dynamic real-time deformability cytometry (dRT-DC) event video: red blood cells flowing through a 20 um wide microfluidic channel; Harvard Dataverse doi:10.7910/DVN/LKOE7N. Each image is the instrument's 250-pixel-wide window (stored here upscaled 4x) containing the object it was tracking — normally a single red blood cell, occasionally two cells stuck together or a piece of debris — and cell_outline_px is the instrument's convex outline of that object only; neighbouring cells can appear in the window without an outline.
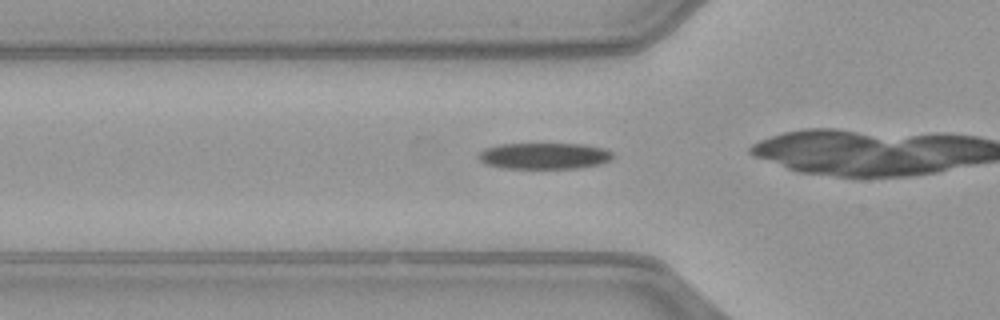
{"species": "common noctule bat (a hibernating species)", "species_latin": "Nyctalus noctula", "temperature_condition": "warm", "stored_images_in_passage": 33, "camera_frame_rate_fps": 3000, "um_per_image_px": 0.085, "animal": {"sex": "female", "body_mass_g": 21.9}, "frame": {"image": 1, "passage_image": 13, "time_ms": 4.0, "image_size_px": [1000, 320], "cell_outline_px": [[612, 156], [608, 160], [600, 164], [580, 168], [500, 168], [484, 164], [476, 156], [484, 148], [500, 144], [584, 144], [604, 148], [612, 152]], "centroid_in_image_um": [46.21, 13.25], "position_along_channel_um": 79.6, "area_um2": 20.63}}
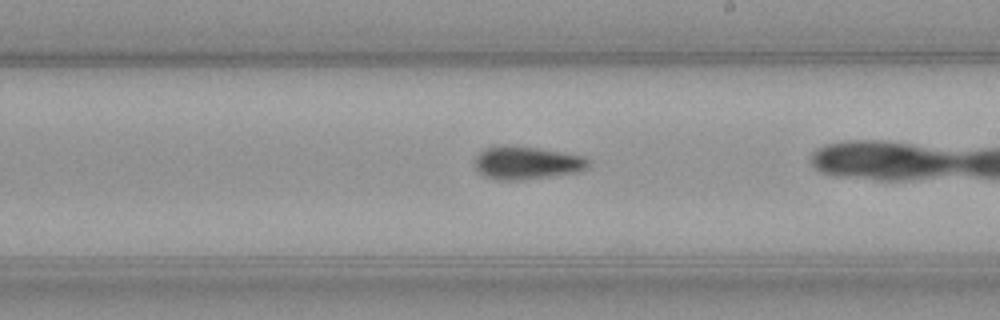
{"frame": {"image": 2, "passage_image": 25, "time_ms": 8.0, "image_size_px": [1000, 320], "cell_outline_px": [[588, 168], [576, 172], [552, 176], [520, 180], [496, 180], [484, 176], [476, 172], [472, 160], [484, 148], [504, 144], [540, 148], [584, 156], [588, 160]], "centroid_in_image_um": [44.69, 13.83], "position_along_channel_um": 244.3, "area_um2": 22.25}}